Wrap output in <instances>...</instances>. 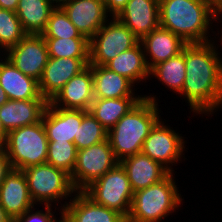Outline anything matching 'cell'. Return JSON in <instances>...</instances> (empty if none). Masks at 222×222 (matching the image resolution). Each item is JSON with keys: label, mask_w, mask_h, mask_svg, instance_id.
Returning a JSON list of instances; mask_svg holds the SVG:
<instances>
[{"label": "cell", "mask_w": 222, "mask_h": 222, "mask_svg": "<svg viewBox=\"0 0 222 222\" xmlns=\"http://www.w3.org/2000/svg\"><path fill=\"white\" fill-rule=\"evenodd\" d=\"M77 149L68 141H48L47 162L70 176L76 164Z\"/></svg>", "instance_id": "obj_30"}, {"label": "cell", "mask_w": 222, "mask_h": 222, "mask_svg": "<svg viewBox=\"0 0 222 222\" xmlns=\"http://www.w3.org/2000/svg\"><path fill=\"white\" fill-rule=\"evenodd\" d=\"M137 96L94 98L88 111L105 129L109 130L143 98L142 95Z\"/></svg>", "instance_id": "obj_25"}, {"label": "cell", "mask_w": 222, "mask_h": 222, "mask_svg": "<svg viewBox=\"0 0 222 222\" xmlns=\"http://www.w3.org/2000/svg\"><path fill=\"white\" fill-rule=\"evenodd\" d=\"M55 8L48 0H19L15 13L27 34H41Z\"/></svg>", "instance_id": "obj_26"}, {"label": "cell", "mask_w": 222, "mask_h": 222, "mask_svg": "<svg viewBox=\"0 0 222 222\" xmlns=\"http://www.w3.org/2000/svg\"><path fill=\"white\" fill-rule=\"evenodd\" d=\"M105 24L89 40V65H105L140 41L116 17Z\"/></svg>", "instance_id": "obj_8"}, {"label": "cell", "mask_w": 222, "mask_h": 222, "mask_svg": "<svg viewBox=\"0 0 222 222\" xmlns=\"http://www.w3.org/2000/svg\"><path fill=\"white\" fill-rule=\"evenodd\" d=\"M61 8L88 40L109 20L104 0H68Z\"/></svg>", "instance_id": "obj_14"}, {"label": "cell", "mask_w": 222, "mask_h": 222, "mask_svg": "<svg viewBox=\"0 0 222 222\" xmlns=\"http://www.w3.org/2000/svg\"><path fill=\"white\" fill-rule=\"evenodd\" d=\"M128 1L129 0H104L107 14H109L111 18L117 17L119 13L125 8Z\"/></svg>", "instance_id": "obj_34"}, {"label": "cell", "mask_w": 222, "mask_h": 222, "mask_svg": "<svg viewBox=\"0 0 222 222\" xmlns=\"http://www.w3.org/2000/svg\"><path fill=\"white\" fill-rule=\"evenodd\" d=\"M41 35L43 38H86L81 35L61 7H56L51 12Z\"/></svg>", "instance_id": "obj_32"}, {"label": "cell", "mask_w": 222, "mask_h": 222, "mask_svg": "<svg viewBox=\"0 0 222 222\" xmlns=\"http://www.w3.org/2000/svg\"><path fill=\"white\" fill-rule=\"evenodd\" d=\"M74 196L61 204L62 222H127L122 214L96 203L84 191H76Z\"/></svg>", "instance_id": "obj_12"}, {"label": "cell", "mask_w": 222, "mask_h": 222, "mask_svg": "<svg viewBox=\"0 0 222 222\" xmlns=\"http://www.w3.org/2000/svg\"><path fill=\"white\" fill-rule=\"evenodd\" d=\"M104 66L126 77L133 84L151 78L150 70L145 60L144 49L140 41L131 49L121 52Z\"/></svg>", "instance_id": "obj_24"}, {"label": "cell", "mask_w": 222, "mask_h": 222, "mask_svg": "<svg viewBox=\"0 0 222 222\" xmlns=\"http://www.w3.org/2000/svg\"><path fill=\"white\" fill-rule=\"evenodd\" d=\"M13 169L9 157L3 148H0V185L6 175Z\"/></svg>", "instance_id": "obj_35"}, {"label": "cell", "mask_w": 222, "mask_h": 222, "mask_svg": "<svg viewBox=\"0 0 222 222\" xmlns=\"http://www.w3.org/2000/svg\"><path fill=\"white\" fill-rule=\"evenodd\" d=\"M173 173L162 181L134 192L127 222H160L181 204Z\"/></svg>", "instance_id": "obj_4"}, {"label": "cell", "mask_w": 222, "mask_h": 222, "mask_svg": "<svg viewBox=\"0 0 222 222\" xmlns=\"http://www.w3.org/2000/svg\"><path fill=\"white\" fill-rule=\"evenodd\" d=\"M49 101L47 99L11 100L0 107V120L4 129H13L42 121Z\"/></svg>", "instance_id": "obj_19"}, {"label": "cell", "mask_w": 222, "mask_h": 222, "mask_svg": "<svg viewBox=\"0 0 222 222\" xmlns=\"http://www.w3.org/2000/svg\"><path fill=\"white\" fill-rule=\"evenodd\" d=\"M141 40L159 24V0H129L116 17Z\"/></svg>", "instance_id": "obj_17"}, {"label": "cell", "mask_w": 222, "mask_h": 222, "mask_svg": "<svg viewBox=\"0 0 222 222\" xmlns=\"http://www.w3.org/2000/svg\"><path fill=\"white\" fill-rule=\"evenodd\" d=\"M0 222H14L13 219L6 213V211L1 205H0Z\"/></svg>", "instance_id": "obj_37"}, {"label": "cell", "mask_w": 222, "mask_h": 222, "mask_svg": "<svg viewBox=\"0 0 222 222\" xmlns=\"http://www.w3.org/2000/svg\"><path fill=\"white\" fill-rule=\"evenodd\" d=\"M211 42L185 45L186 75L179 94L197 114L212 115L222 107V57Z\"/></svg>", "instance_id": "obj_1"}, {"label": "cell", "mask_w": 222, "mask_h": 222, "mask_svg": "<svg viewBox=\"0 0 222 222\" xmlns=\"http://www.w3.org/2000/svg\"><path fill=\"white\" fill-rule=\"evenodd\" d=\"M150 75L156 77L161 84L179 94L183 89L186 75L185 46L178 55L155 65L150 70Z\"/></svg>", "instance_id": "obj_27"}, {"label": "cell", "mask_w": 222, "mask_h": 222, "mask_svg": "<svg viewBox=\"0 0 222 222\" xmlns=\"http://www.w3.org/2000/svg\"><path fill=\"white\" fill-rule=\"evenodd\" d=\"M183 138L160 119L145 139L141 152L173 173L171 165L182 159L185 150Z\"/></svg>", "instance_id": "obj_10"}, {"label": "cell", "mask_w": 222, "mask_h": 222, "mask_svg": "<svg viewBox=\"0 0 222 222\" xmlns=\"http://www.w3.org/2000/svg\"><path fill=\"white\" fill-rule=\"evenodd\" d=\"M9 100L5 90L0 86V107Z\"/></svg>", "instance_id": "obj_40"}, {"label": "cell", "mask_w": 222, "mask_h": 222, "mask_svg": "<svg viewBox=\"0 0 222 222\" xmlns=\"http://www.w3.org/2000/svg\"><path fill=\"white\" fill-rule=\"evenodd\" d=\"M28 182L31 198L35 204L55 205L59 200L74 196L76 192L70 179V175L65 171L44 163L22 170ZM72 196V197H71ZM63 199V200H62Z\"/></svg>", "instance_id": "obj_6"}, {"label": "cell", "mask_w": 222, "mask_h": 222, "mask_svg": "<svg viewBox=\"0 0 222 222\" xmlns=\"http://www.w3.org/2000/svg\"><path fill=\"white\" fill-rule=\"evenodd\" d=\"M7 136V131L4 129L0 120V148H3Z\"/></svg>", "instance_id": "obj_38"}, {"label": "cell", "mask_w": 222, "mask_h": 222, "mask_svg": "<svg viewBox=\"0 0 222 222\" xmlns=\"http://www.w3.org/2000/svg\"><path fill=\"white\" fill-rule=\"evenodd\" d=\"M108 130L89 112L83 110V119L74 138L77 150L88 148L107 140Z\"/></svg>", "instance_id": "obj_29"}, {"label": "cell", "mask_w": 222, "mask_h": 222, "mask_svg": "<svg viewBox=\"0 0 222 222\" xmlns=\"http://www.w3.org/2000/svg\"><path fill=\"white\" fill-rule=\"evenodd\" d=\"M209 3L216 11L222 8V0H202Z\"/></svg>", "instance_id": "obj_39"}, {"label": "cell", "mask_w": 222, "mask_h": 222, "mask_svg": "<svg viewBox=\"0 0 222 222\" xmlns=\"http://www.w3.org/2000/svg\"><path fill=\"white\" fill-rule=\"evenodd\" d=\"M23 74L39 82L49 54L41 34H27L17 45L3 53Z\"/></svg>", "instance_id": "obj_11"}, {"label": "cell", "mask_w": 222, "mask_h": 222, "mask_svg": "<svg viewBox=\"0 0 222 222\" xmlns=\"http://www.w3.org/2000/svg\"><path fill=\"white\" fill-rule=\"evenodd\" d=\"M19 0H0V9L16 12Z\"/></svg>", "instance_id": "obj_36"}, {"label": "cell", "mask_w": 222, "mask_h": 222, "mask_svg": "<svg viewBox=\"0 0 222 222\" xmlns=\"http://www.w3.org/2000/svg\"><path fill=\"white\" fill-rule=\"evenodd\" d=\"M49 57L89 58L87 38H44Z\"/></svg>", "instance_id": "obj_28"}, {"label": "cell", "mask_w": 222, "mask_h": 222, "mask_svg": "<svg viewBox=\"0 0 222 222\" xmlns=\"http://www.w3.org/2000/svg\"><path fill=\"white\" fill-rule=\"evenodd\" d=\"M140 42L149 70L155 65L178 55L187 44L179 36L160 26L144 36ZM148 56L150 60H148Z\"/></svg>", "instance_id": "obj_21"}, {"label": "cell", "mask_w": 222, "mask_h": 222, "mask_svg": "<svg viewBox=\"0 0 222 222\" xmlns=\"http://www.w3.org/2000/svg\"><path fill=\"white\" fill-rule=\"evenodd\" d=\"M158 106L156 97L143 95V98L108 130L107 139L118 161L141 152L145 139L161 118Z\"/></svg>", "instance_id": "obj_3"}, {"label": "cell", "mask_w": 222, "mask_h": 222, "mask_svg": "<svg viewBox=\"0 0 222 222\" xmlns=\"http://www.w3.org/2000/svg\"><path fill=\"white\" fill-rule=\"evenodd\" d=\"M218 14L219 15H222V8L218 11ZM221 33H222V31H221ZM222 36V35H221ZM221 41H222V37H221ZM221 44H222V42H221Z\"/></svg>", "instance_id": "obj_42"}, {"label": "cell", "mask_w": 222, "mask_h": 222, "mask_svg": "<svg viewBox=\"0 0 222 222\" xmlns=\"http://www.w3.org/2000/svg\"><path fill=\"white\" fill-rule=\"evenodd\" d=\"M56 7H61L63 4H65L68 0H48ZM56 3V4H55Z\"/></svg>", "instance_id": "obj_41"}, {"label": "cell", "mask_w": 222, "mask_h": 222, "mask_svg": "<svg viewBox=\"0 0 222 222\" xmlns=\"http://www.w3.org/2000/svg\"><path fill=\"white\" fill-rule=\"evenodd\" d=\"M0 205L13 221L34 207L25 174L12 169L0 185Z\"/></svg>", "instance_id": "obj_16"}, {"label": "cell", "mask_w": 222, "mask_h": 222, "mask_svg": "<svg viewBox=\"0 0 222 222\" xmlns=\"http://www.w3.org/2000/svg\"><path fill=\"white\" fill-rule=\"evenodd\" d=\"M27 33L14 11L0 9V51L6 52L17 45Z\"/></svg>", "instance_id": "obj_31"}, {"label": "cell", "mask_w": 222, "mask_h": 222, "mask_svg": "<svg viewBox=\"0 0 222 222\" xmlns=\"http://www.w3.org/2000/svg\"><path fill=\"white\" fill-rule=\"evenodd\" d=\"M3 149L7 153L13 169L24 170L46 163L48 138L43 122L7 132Z\"/></svg>", "instance_id": "obj_5"}, {"label": "cell", "mask_w": 222, "mask_h": 222, "mask_svg": "<svg viewBox=\"0 0 222 222\" xmlns=\"http://www.w3.org/2000/svg\"><path fill=\"white\" fill-rule=\"evenodd\" d=\"M119 163L126 172L133 192L154 185L170 174L165 167L142 152L125 157Z\"/></svg>", "instance_id": "obj_18"}, {"label": "cell", "mask_w": 222, "mask_h": 222, "mask_svg": "<svg viewBox=\"0 0 222 222\" xmlns=\"http://www.w3.org/2000/svg\"><path fill=\"white\" fill-rule=\"evenodd\" d=\"M93 101V74L88 65L72 77L49 101V104L63 109L88 111Z\"/></svg>", "instance_id": "obj_15"}, {"label": "cell", "mask_w": 222, "mask_h": 222, "mask_svg": "<svg viewBox=\"0 0 222 222\" xmlns=\"http://www.w3.org/2000/svg\"><path fill=\"white\" fill-rule=\"evenodd\" d=\"M218 18V11L202 0H159L160 27L187 44L211 41L206 35L212 20H220Z\"/></svg>", "instance_id": "obj_2"}, {"label": "cell", "mask_w": 222, "mask_h": 222, "mask_svg": "<svg viewBox=\"0 0 222 222\" xmlns=\"http://www.w3.org/2000/svg\"><path fill=\"white\" fill-rule=\"evenodd\" d=\"M89 65V58L49 57L38 82L40 94L50 101L75 75Z\"/></svg>", "instance_id": "obj_13"}, {"label": "cell", "mask_w": 222, "mask_h": 222, "mask_svg": "<svg viewBox=\"0 0 222 222\" xmlns=\"http://www.w3.org/2000/svg\"><path fill=\"white\" fill-rule=\"evenodd\" d=\"M51 207H53L52 205H45V212H43V210L39 211H34V209L36 208H31L29 210H27L23 215L17 217L14 222H62V215H61V219H57L54 216V212H51L52 209Z\"/></svg>", "instance_id": "obj_33"}, {"label": "cell", "mask_w": 222, "mask_h": 222, "mask_svg": "<svg viewBox=\"0 0 222 222\" xmlns=\"http://www.w3.org/2000/svg\"><path fill=\"white\" fill-rule=\"evenodd\" d=\"M82 119L83 110L63 109L48 104L42 117L48 141L74 143Z\"/></svg>", "instance_id": "obj_20"}, {"label": "cell", "mask_w": 222, "mask_h": 222, "mask_svg": "<svg viewBox=\"0 0 222 222\" xmlns=\"http://www.w3.org/2000/svg\"><path fill=\"white\" fill-rule=\"evenodd\" d=\"M84 192L96 203L119 212L127 219L134 192L120 163L94 181Z\"/></svg>", "instance_id": "obj_7"}, {"label": "cell", "mask_w": 222, "mask_h": 222, "mask_svg": "<svg viewBox=\"0 0 222 222\" xmlns=\"http://www.w3.org/2000/svg\"><path fill=\"white\" fill-rule=\"evenodd\" d=\"M89 66L93 74L94 98L137 97L134 94V84L126 77L111 71L104 65Z\"/></svg>", "instance_id": "obj_23"}, {"label": "cell", "mask_w": 222, "mask_h": 222, "mask_svg": "<svg viewBox=\"0 0 222 222\" xmlns=\"http://www.w3.org/2000/svg\"><path fill=\"white\" fill-rule=\"evenodd\" d=\"M4 57L5 59L0 60V86L5 90L8 98L11 100L46 99L40 94L38 81L23 74L6 56Z\"/></svg>", "instance_id": "obj_22"}, {"label": "cell", "mask_w": 222, "mask_h": 222, "mask_svg": "<svg viewBox=\"0 0 222 222\" xmlns=\"http://www.w3.org/2000/svg\"><path fill=\"white\" fill-rule=\"evenodd\" d=\"M118 163L108 139L77 150L76 164L70 176L73 187L76 191H84Z\"/></svg>", "instance_id": "obj_9"}]
</instances>
